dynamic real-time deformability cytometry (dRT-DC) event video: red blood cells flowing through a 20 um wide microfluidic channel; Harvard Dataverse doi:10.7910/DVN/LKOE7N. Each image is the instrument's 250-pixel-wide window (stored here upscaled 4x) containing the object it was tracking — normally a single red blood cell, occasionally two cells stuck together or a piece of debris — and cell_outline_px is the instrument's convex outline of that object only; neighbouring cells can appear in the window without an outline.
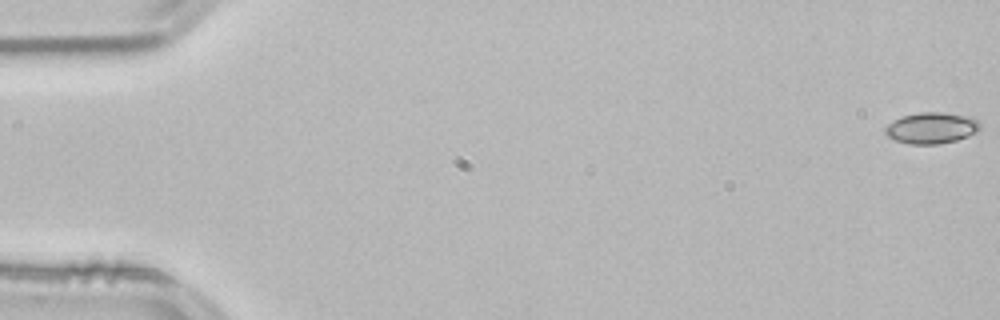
{"species": "common noctule bat (a hibernating species)", "species_latin": "Nyctalus noctula", "temperature_condition": "room temperature", "stored_images_in_passage": 47, "camera_frame_rate_fps": 3000, "um_per_image_px": 0.085, "animal": {"sex": "male", "body_mass_g": 21.5, "forearm_length_mm": 52.0}, "frame": {"image": 1, "passage_image": 1, "time_ms": 0.0, "image_size_px": [1000, 320], "cell_outline_px": [[980, 128], [976, 132], [968, 136], [956, 140], [940, 144], [908, 144], [896, 140], [888, 136], [884, 132], [884, 128], [888, 124], [904, 116], [920, 112], [940, 112], [972, 116], [980, 124]], "centroid_in_image_um": [79.19, 10.88], "position_along_channel_um": 5.8, "area_um2": 17.17}}
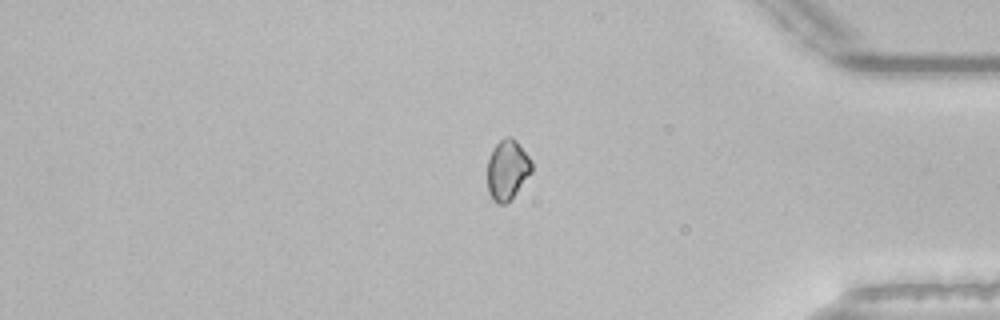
{"frame": {"image": 2, "passage_image": 45, "time_ms": 14.667, "image_size_px": [1000, 320], "cell_outline_px": [[532, 172], [516, 192], [504, 204], [496, 204], [492, 200], [488, 192], [488, 160], [492, 148], [504, 136], [512, 136], [516, 140], [532, 160]], "centroid_in_image_um": [43.12, 14.4], "position_along_channel_um": 392.1, "area_um2": 15.55}}